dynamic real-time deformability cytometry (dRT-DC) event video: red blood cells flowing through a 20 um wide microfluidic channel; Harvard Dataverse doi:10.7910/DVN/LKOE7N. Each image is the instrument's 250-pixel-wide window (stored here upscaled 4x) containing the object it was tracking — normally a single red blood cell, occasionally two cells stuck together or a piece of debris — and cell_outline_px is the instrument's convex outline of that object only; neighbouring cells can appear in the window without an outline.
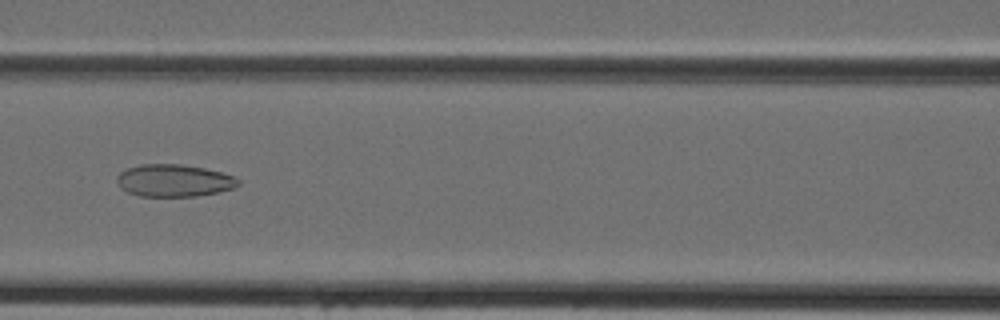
{"species": "Egyptian fruit bat (a non-hibernating species)", "species_latin": "Rousettus aegyptiacus", "temperature_condition": "cold", "stored_images_in_passage": 43, "camera_frame_rate_fps": 3000, "um_per_image_px": 0.085, "animal": {"sex": "female"}, "frame": {"image": 1, "passage_image": 18, "time_ms": 5.667, "image_size_px": [1000, 320], "cell_outline_px": [[240, 184], [232, 188], [216, 192], [196, 196], [140, 196], [128, 192], [120, 188], [116, 180], [116, 176], [120, 172], [128, 168], [140, 164], [180, 164], [204, 168], [220, 172], [232, 176], [240, 180]], "centroid_in_image_um": [14.75, 15.34], "position_along_channel_um": 151.9, "area_um2": 22.72}}
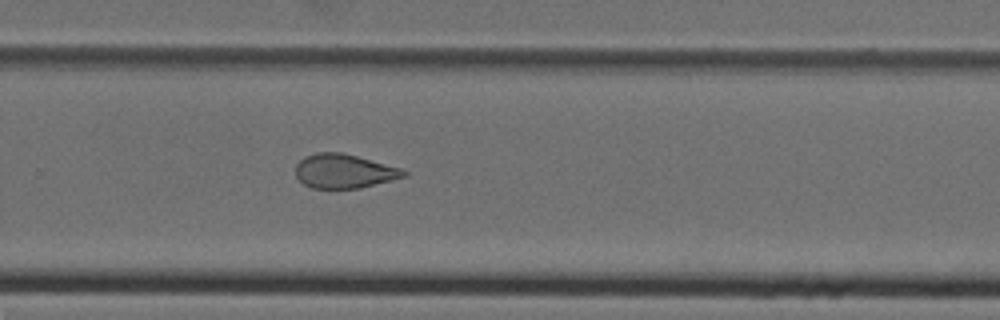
{"frame": {"image": 2, "passage_image": 28, "time_ms": 9.0, "image_size_px": [1000, 320], "cell_outline_px": [[408, 176], [360, 188], [312, 188], [304, 184], [296, 176], [296, 164], [304, 156], [316, 152], [340, 152], [404, 168], [408, 172]], "centroid_in_image_um": [29.28, 14.54], "position_along_channel_um": 300.5, "area_um2": 21.62}}
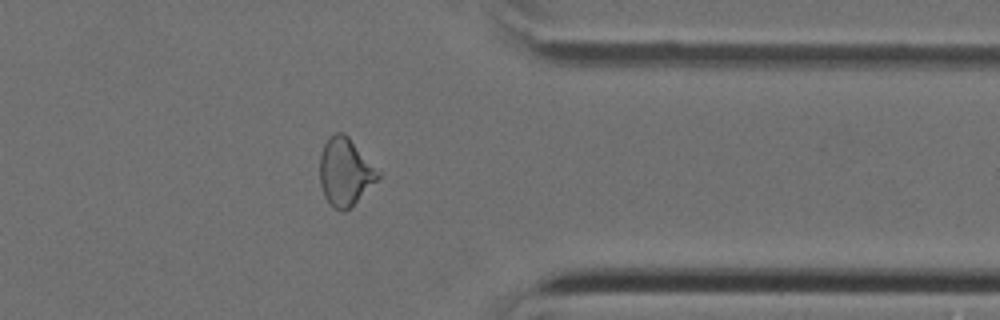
{"frame": {"image": 3, "passage_image": 34, "time_ms": 11.0, "image_size_px": [1000, 320], "cell_outline_px": [[380, 176], [344, 212], [340, 212], [324, 196], [320, 184], [320, 156], [324, 144], [336, 132], [344, 132], [348, 136], [380, 172]], "centroid_in_image_um": [29.31, 14.58], "position_along_channel_um": 382.1, "area_um2": 22.25}}